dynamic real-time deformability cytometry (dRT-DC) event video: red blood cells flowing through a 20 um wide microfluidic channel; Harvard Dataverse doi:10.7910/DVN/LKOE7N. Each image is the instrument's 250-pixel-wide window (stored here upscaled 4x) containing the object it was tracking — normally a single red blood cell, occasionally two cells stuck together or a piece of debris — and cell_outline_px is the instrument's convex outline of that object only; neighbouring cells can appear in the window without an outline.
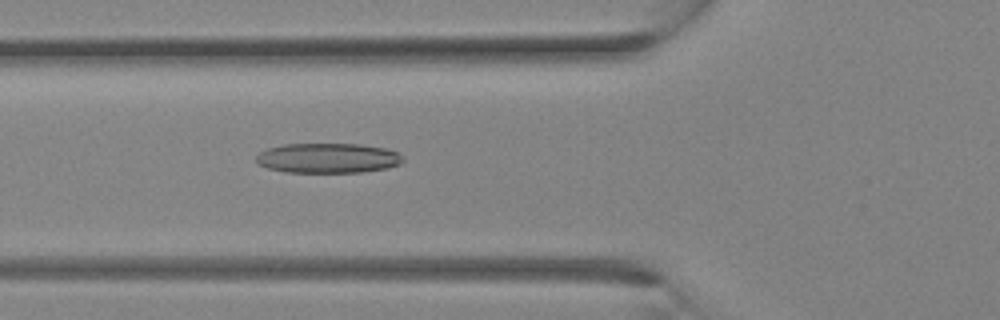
{"species": "Egyptian fruit bat (a non-hibernating species)", "species_latin": "Rousettus aegyptiacus", "temperature_condition": "room temperature", "stored_images_in_passage": 12, "camera_frame_rate_fps": 3000, "um_per_image_px": 0.085, "animal": {"sex": "female"}, "frame": {"image": 1, "passage_image": 12, "time_ms": 3.667, "image_size_px": [1000, 320], "cell_outline_px": [[404, 160], [400, 164], [388, 168], [360, 172], [284, 172], [268, 168], [260, 164], [256, 160], [256, 156], [260, 152], [268, 148], [284, 144], [360, 144], [384, 148], [400, 152]], "centroid_in_image_um": [27.9, 13.43], "position_along_channel_um": 97.9, "area_um2": 25.61}}